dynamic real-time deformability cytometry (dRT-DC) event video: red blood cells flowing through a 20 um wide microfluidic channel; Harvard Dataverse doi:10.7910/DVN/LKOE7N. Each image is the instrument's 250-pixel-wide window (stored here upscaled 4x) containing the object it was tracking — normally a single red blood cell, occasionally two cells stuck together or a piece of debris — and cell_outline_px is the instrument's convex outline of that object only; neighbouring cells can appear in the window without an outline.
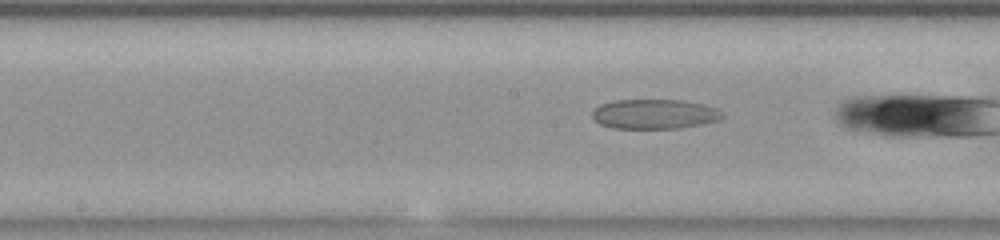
{"species": "common noctule bat (a hibernating species)", "species_latin": "Nyctalus noctula", "temperature_condition": "room temperature", "stored_images_in_passage": 18, "camera_frame_rate_fps": 3000, "um_per_image_px": 0.085, "animal": {"sex": "female", "body_mass_g": 23.0, "forearm_length_mm": 53.4}, "frame": {"image": 1, "passage_image": 11, "time_ms": 3.333, "image_size_px": [1000, 240], "cell_outline_px": [[724, 116], [716, 120], [700, 124], [676, 128], [612, 128], [600, 124], [592, 116], [592, 112], [600, 104], [616, 100], [680, 100], [700, 104], [716, 108]], "centroid_in_image_um": [55.57, 9.69], "position_along_channel_um": 192.6, "area_um2": 22.08}}